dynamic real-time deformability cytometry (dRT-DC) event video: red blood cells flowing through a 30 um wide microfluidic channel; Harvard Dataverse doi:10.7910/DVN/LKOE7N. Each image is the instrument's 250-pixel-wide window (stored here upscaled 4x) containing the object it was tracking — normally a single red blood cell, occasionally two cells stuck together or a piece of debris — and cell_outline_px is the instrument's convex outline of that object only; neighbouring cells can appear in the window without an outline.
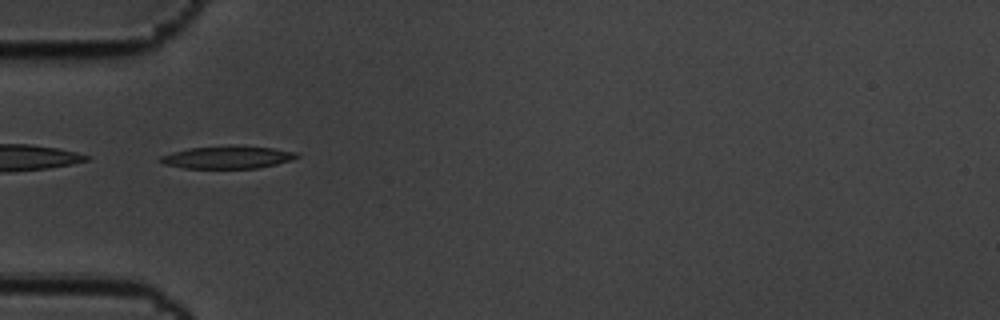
{"species": "common noctule bat (a hibernating species)", "species_latin": "Nyctalus noctula", "temperature_condition": "cold", "stored_images_in_passage": 40, "camera_frame_rate_fps": 3000, "um_per_image_px": 0.085, "animal": {"sex": "male", "body_mass_g": 19.5, "forearm_length_mm": 54.6}, "frame": {"image": 1, "passage_image": 1, "time_ms": 0.0, "image_size_px": [1000, 320], "cell_outline_px": [[300, 156], [292, 160], [276, 164], [256, 168], [184, 168], [164, 164], [160, 160], [160, 156], [172, 152], [188, 148], [232, 144], [236, 144], [272, 148], [300, 152]], "centroid_in_image_um": [19.38, 13.34], "position_along_channel_um": 65.6, "area_um2": 18.32}}
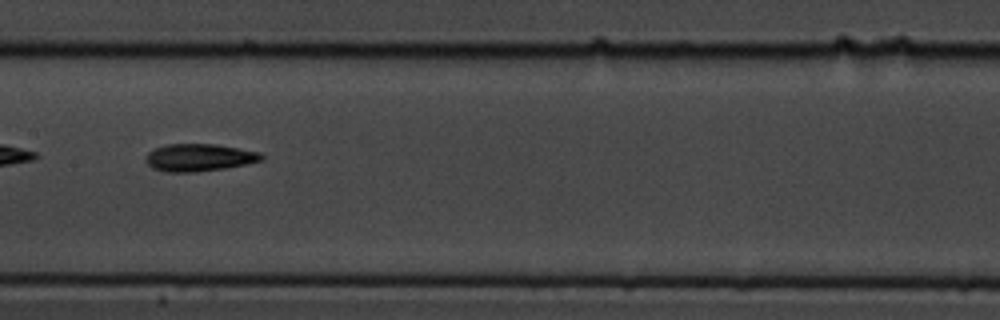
{"frame": {"image": 2, "passage_image": 12, "time_ms": 3.667, "image_size_px": [1000, 320], "cell_outline_px": [[264, 160], [224, 168], [192, 172], [168, 172], [152, 168], [144, 160], [148, 152], [152, 148], [168, 144], [216, 144], [260, 152], [264, 156]], "centroid_in_image_um": [16.9, 13.38], "position_along_channel_um": 190.5, "area_um2": 18.5}, "authors_computed_cell_mechanics": {"area_um2": 17.7446, "velocity_mm_per_s": 3.4319, "shape_relaxation_time_tau1_ms": 4.479, "shape_relaxation_time_tau2_ms": 4.7774, "deformation_change_tau1": 0.1464, "deformation_change_tau2": 0.1215}}